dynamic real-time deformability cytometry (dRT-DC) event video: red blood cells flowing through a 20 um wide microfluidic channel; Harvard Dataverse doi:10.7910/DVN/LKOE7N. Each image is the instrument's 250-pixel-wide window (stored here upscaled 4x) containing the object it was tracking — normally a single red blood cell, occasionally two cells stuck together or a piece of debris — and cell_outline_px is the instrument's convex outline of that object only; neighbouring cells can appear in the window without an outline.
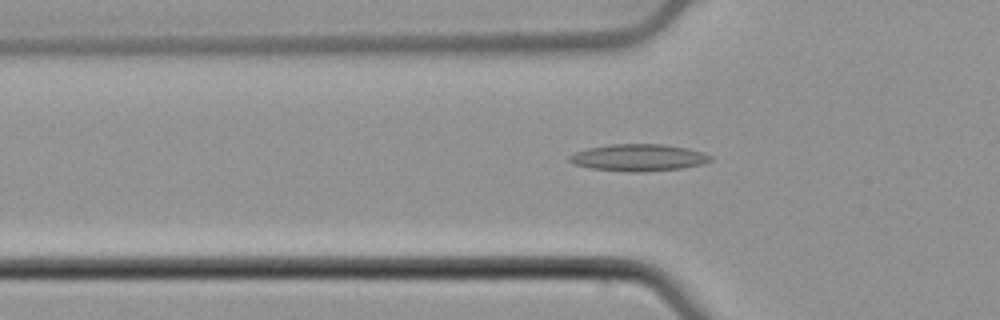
{"species": "common noctule bat (a hibernating species)", "species_latin": "Nyctalus noctula", "temperature_condition": "cold", "stored_images_in_passage": 42, "camera_frame_rate_fps": 3000, "um_per_image_px": 0.085, "animal": {"sex": "male", "body_mass_g": 21.5, "forearm_length_mm": 52.0}, "frame": {"image": 1, "passage_image": 7, "time_ms": 2.0, "image_size_px": [1000, 320], "cell_outline_px": [[712, 160], [704, 164], [680, 168], [644, 172], [628, 172], [588, 168], [572, 164], [568, 160], [568, 156], [576, 152], [588, 148], [608, 144], [664, 144], [688, 148], [712, 156]], "centroid_in_image_um": [54.24, 13.4], "position_along_channel_um": 71.6, "area_um2": 22.31}}
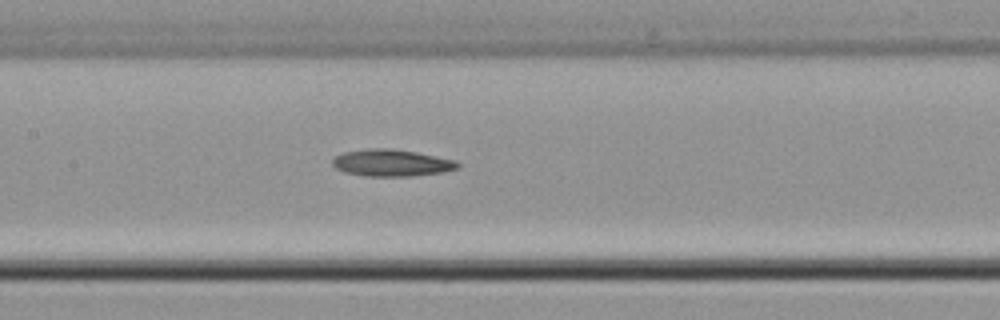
{"frame": {"image": 2, "passage_image": 15, "time_ms": 4.667, "image_size_px": [1000, 320], "cell_outline_px": [[460, 168], [444, 172], [412, 176], [364, 176], [344, 172], [336, 168], [332, 164], [332, 160], [336, 156], [344, 152], [368, 148], [392, 148], [416, 152], [456, 160], [460, 164]], "centroid_in_image_um": [33.3, 13.84], "position_along_channel_um": 174.1, "area_um2": 19.77}}
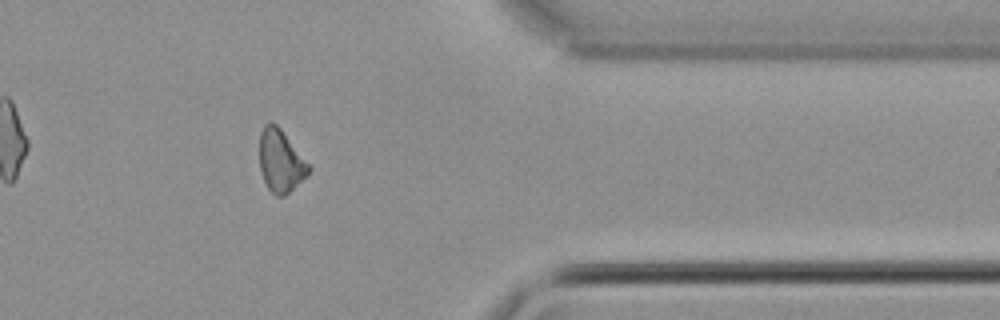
{"frame": {"image": 3, "passage_image": 33, "time_ms": 10.667, "image_size_px": [1000, 320], "cell_outline_px": [[312, 168], [308, 176], [284, 196], [276, 196], [268, 188], [260, 172], [260, 132], [264, 124], [268, 120], [272, 120], [280, 128]], "centroid_in_image_um": [23.85, 13.67], "position_along_channel_um": 387.5, "area_um2": 17.98}, "authors_computed_cell_mechanics": {"area_um2": 18.7561, "velocity_mm_per_s": 3.8522, "shape_relaxation_time_tau1_ms": 6.5098, "shape_relaxation_time_tau2_ms": null, "deformation_change_tau1": 0.1102, "deformation_change_tau2": null}}